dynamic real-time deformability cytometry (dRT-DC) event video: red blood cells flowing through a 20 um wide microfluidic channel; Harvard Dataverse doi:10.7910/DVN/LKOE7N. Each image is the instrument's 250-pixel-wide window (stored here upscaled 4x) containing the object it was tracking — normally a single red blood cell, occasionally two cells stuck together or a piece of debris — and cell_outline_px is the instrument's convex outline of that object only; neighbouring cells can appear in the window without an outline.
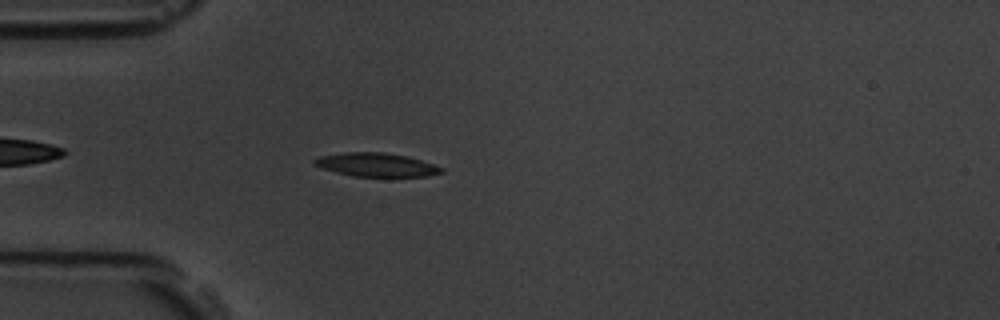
{"species": "common noctule bat (a hibernating species)", "species_latin": "Nyctalus noctula", "temperature_condition": "room temperature", "stored_images_in_passage": 4, "camera_frame_rate_fps": 3000, "um_per_image_px": 0.085, "animal": {"sex": "male", "body_mass_g": 19.5, "forearm_length_mm": 54.6}, "frame": {"image": 1, "passage_image": 4, "time_ms": 3.667, "image_size_px": [1000, 320], "cell_outline_px": [[444, 172], [428, 176], [388, 180], [352, 176], [320, 168], [312, 164], [312, 160], [320, 156], [344, 152], [384, 152], [408, 156], [444, 168]], "centroid_in_image_um": [32.02, 14.06], "position_along_channel_um": 53.0, "area_um2": 18.61}}